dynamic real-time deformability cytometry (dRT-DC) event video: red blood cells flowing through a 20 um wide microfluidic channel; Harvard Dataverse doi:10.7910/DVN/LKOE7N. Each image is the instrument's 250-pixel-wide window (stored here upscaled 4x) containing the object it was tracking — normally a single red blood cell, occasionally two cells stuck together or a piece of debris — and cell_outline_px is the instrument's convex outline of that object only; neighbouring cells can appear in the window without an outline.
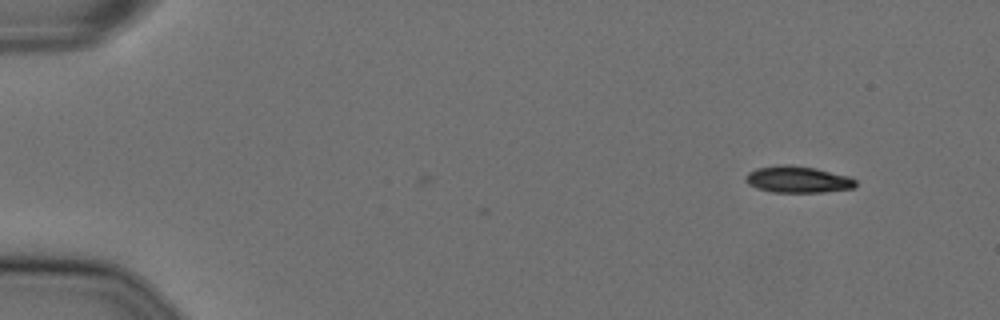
{"species": "Egyptian fruit bat (a non-hibernating species)", "species_latin": "Rousettus aegyptiacus", "temperature_condition": "cold", "stored_images_in_passage": 3, "camera_frame_rate_fps": 3000, "um_per_image_px": 0.085, "animal": {"sex": "female"}, "frame": {"image": 1, "passage_image": 3, "time_ms": 0.667, "image_size_px": [1000, 320], "cell_outline_px": [[856, 184], [852, 188], [824, 192], [772, 192], [756, 188], [748, 184], [744, 180], [744, 176], [748, 172], [756, 168], [784, 164], [788, 164], [816, 168], [848, 176], [856, 180]], "centroid_in_image_um": [67.76, 15.25], "position_along_channel_um": 17.2, "area_um2": 17.11}}